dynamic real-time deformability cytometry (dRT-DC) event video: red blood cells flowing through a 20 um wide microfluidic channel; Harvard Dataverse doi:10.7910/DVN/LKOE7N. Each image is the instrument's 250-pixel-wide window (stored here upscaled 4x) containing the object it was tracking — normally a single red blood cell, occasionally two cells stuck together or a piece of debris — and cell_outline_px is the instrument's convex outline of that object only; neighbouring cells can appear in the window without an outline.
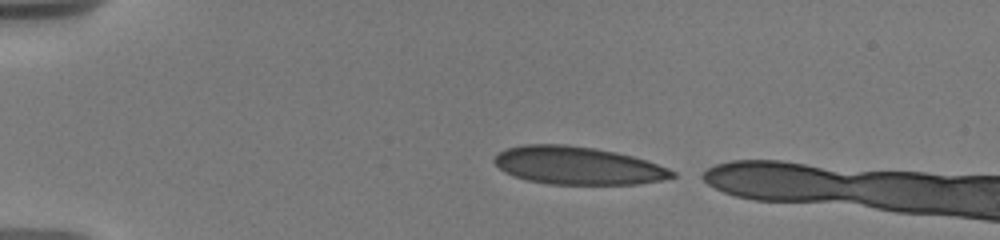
{"species": "human", "species_latin": "Homo sapiens", "temperature_condition": "warm", "stored_images_in_passage": 4, "camera_frame_rate_fps": 3000, "um_per_image_px": 0.085, "donor": {"sex": "male"}, "frame": {"image": 1, "passage_image": 1, "time_ms": 0.0, "image_size_px": [1000, 240], "cell_outline_px": [[676, 176], [664, 180], [640, 184], [548, 184], [528, 180], [504, 172], [492, 160], [496, 152], [520, 144], [568, 144], [596, 148], [616, 152], [632, 156], [668, 168], [676, 172]], "centroid_in_image_um": [49.09, 14.06], "position_along_channel_um": 35.9, "area_um2": 39.42}}